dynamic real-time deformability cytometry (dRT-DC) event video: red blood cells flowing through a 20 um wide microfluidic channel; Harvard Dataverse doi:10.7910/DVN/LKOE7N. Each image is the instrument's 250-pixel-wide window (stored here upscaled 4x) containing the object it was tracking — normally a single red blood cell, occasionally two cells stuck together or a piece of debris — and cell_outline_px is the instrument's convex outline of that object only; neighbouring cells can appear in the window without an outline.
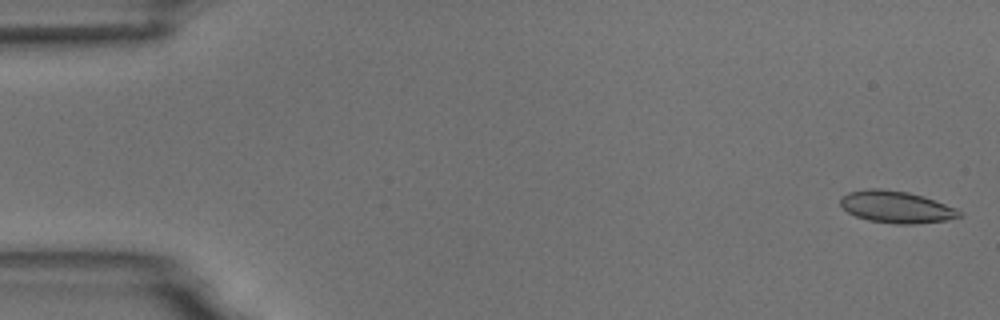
{"species": "common noctule bat (a hibernating species)", "species_latin": "Nyctalus noctula", "temperature_condition": "room temperature", "stored_images_in_passage": 4, "camera_frame_rate_fps": 3000, "um_per_image_px": 0.085, "animal": {"sex": "male", "body_mass_g": 18.8}, "frame": {"image": 1, "passage_image": 1, "time_ms": 0.0, "image_size_px": [1000, 320], "cell_outline_px": [[964, 216], [944, 220], [912, 224], [896, 224], [868, 220], [856, 216], [848, 212], [840, 204], [840, 196], [848, 192], [868, 188], [880, 188], [908, 192], [924, 196], [956, 208], [964, 212]], "centroid_in_image_um": [76.19, 17.58], "position_along_channel_um": 8.8, "area_um2": 22.25}}
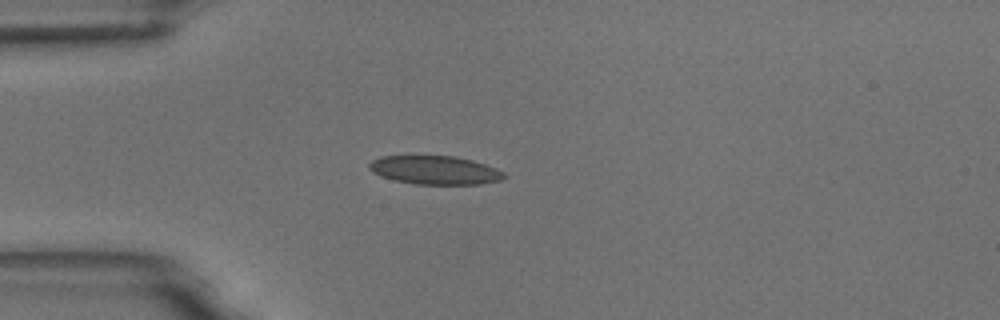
{"frame": {"image": 2, "passage_image": 4, "time_ms": 4.333, "image_size_px": [1000, 320], "cell_outline_px": [[508, 176], [500, 180], [480, 184], [416, 184], [396, 180], [380, 176], [372, 172], [368, 168], [368, 164], [372, 160], [380, 156], [452, 156], [472, 160], [496, 168], [504, 172]], "centroid_in_image_um": [36.96, 14.46], "position_along_channel_um": 48.0, "area_um2": 22.43}}